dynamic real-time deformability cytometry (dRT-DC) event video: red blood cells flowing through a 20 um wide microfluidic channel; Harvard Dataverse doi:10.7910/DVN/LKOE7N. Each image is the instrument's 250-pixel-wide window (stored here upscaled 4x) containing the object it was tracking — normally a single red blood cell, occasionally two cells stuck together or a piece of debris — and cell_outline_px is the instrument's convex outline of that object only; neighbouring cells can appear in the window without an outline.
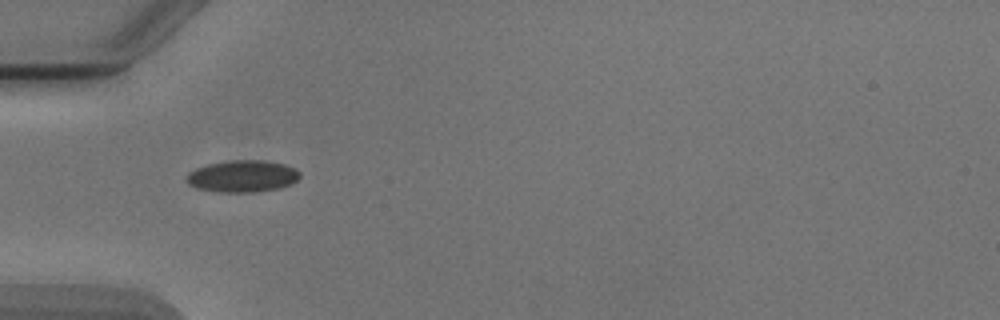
{"species": "Egyptian fruit bat (a non-hibernating species)", "species_latin": "Rousettus aegyptiacus", "temperature_condition": "cold", "stored_images_in_passage": 3, "camera_frame_rate_fps": 3000, "um_per_image_px": 0.085, "animal": {"sex": "male"}, "frame": {"image": 1, "passage_image": 1, "time_ms": 0.0, "image_size_px": [1000, 320], "cell_outline_px": [[300, 176], [292, 184], [280, 188], [256, 192], [220, 192], [196, 188], [188, 184], [184, 180], [188, 172], [196, 168], [208, 164], [232, 160], [264, 160], [284, 164], [300, 172]], "centroid_in_image_um": [20.58, 14.98], "position_along_channel_um": 64.4, "area_um2": 21.15}}
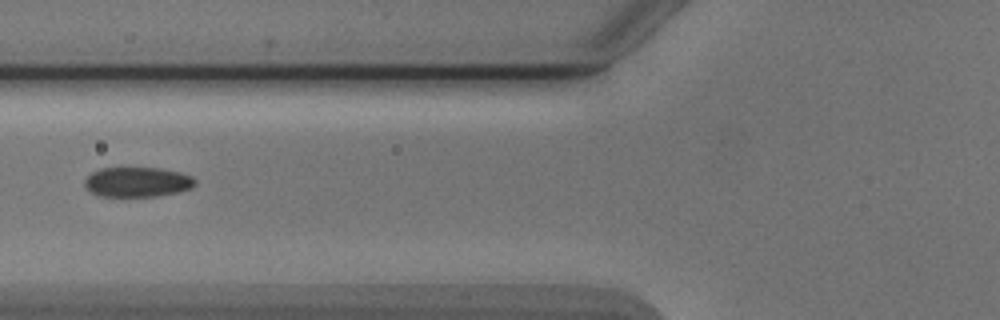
{"frame": {"image": 2, "passage_image": 2, "time_ms": 1.333, "image_size_px": [1000, 320], "cell_outline_px": [[196, 184], [192, 188], [176, 192], [156, 196], [96, 196], [88, 192], [84, 184], [84, 180], [92, 172], [100, 168], [160, 168], [180, 172], [192, 176], [196, 180]], "centroid_in_image_um": [11.65, 15.47], "position_along_channel_um": 114.2, "area_um2": 19.36}}
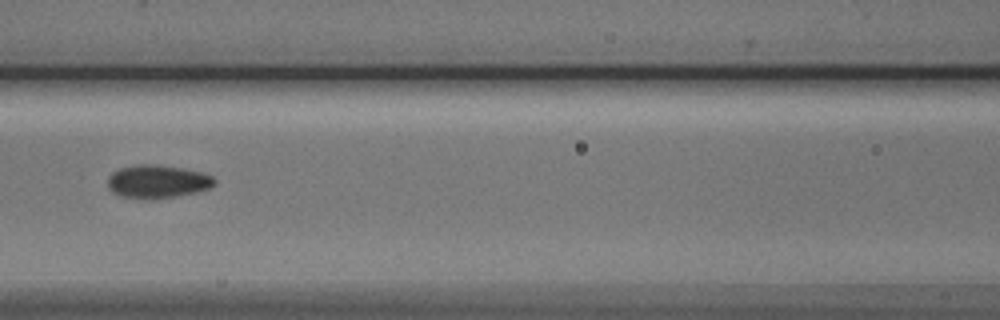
{"frame": {"image": 3, "passage_image": 3, "time_ms": 2.333, "image_size_px": [1000, 320], "cell_outline_px": [[216, 184], [208, 188], [196, 192], [176, 196], [152, 200], [144, 200], [124, 196], [112, 192], [108, 188], [108, 176], [112, 172], [120, 168], [140, 164], [160, 164], [184, 168], [200, 172], [212, 176], [216, 180]], "centroid_in_image_um": [13.38, 15.43], "position_along_channel_um": 153.2, "area_um2": 20.87}}